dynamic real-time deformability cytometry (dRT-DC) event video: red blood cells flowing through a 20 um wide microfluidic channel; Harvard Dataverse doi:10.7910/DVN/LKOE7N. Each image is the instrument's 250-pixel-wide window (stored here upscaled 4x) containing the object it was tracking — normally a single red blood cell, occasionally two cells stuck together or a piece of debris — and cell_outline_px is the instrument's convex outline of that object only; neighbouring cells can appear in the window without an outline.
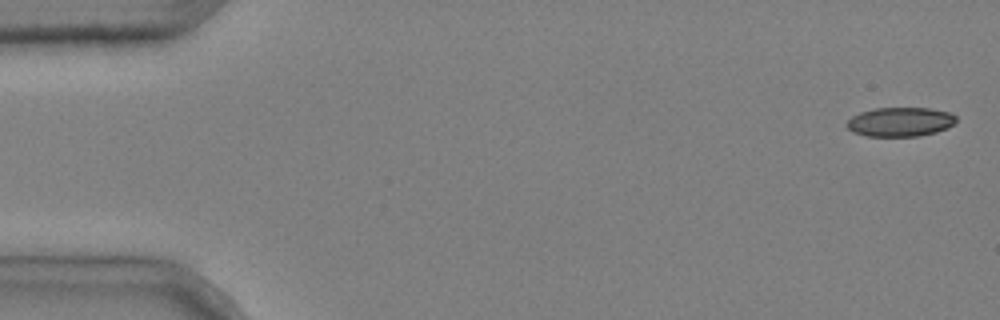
{"species": "common noctule bat (a hibernating species)", "species_latin": "Nyctalus noctula", "temperature_condition": "cold", "stored_images_in_passage": 5, "camera_frame_rate_fps": 3000, "um_per_image_px": 0.085, "animal": {"sex": "male", "body_mass_g": 20.4}, "frame": {"image": 1, "passage_image": 1, "time_ms": 0.0, "image_size_px": [1000, 320], "cell_outline_px": [[956, 124], [948, 128], [936, 132], [920, 136], [868, 136], [852, 132], [844, 124], [852, 116], [860, 112], [876, 108], [928, 108], [952, 112], [956, 116]], "centroid_in_image_um": [76.54, 10.36], "position_along_channel_um": 8.5, "area_um2": 18.84}}
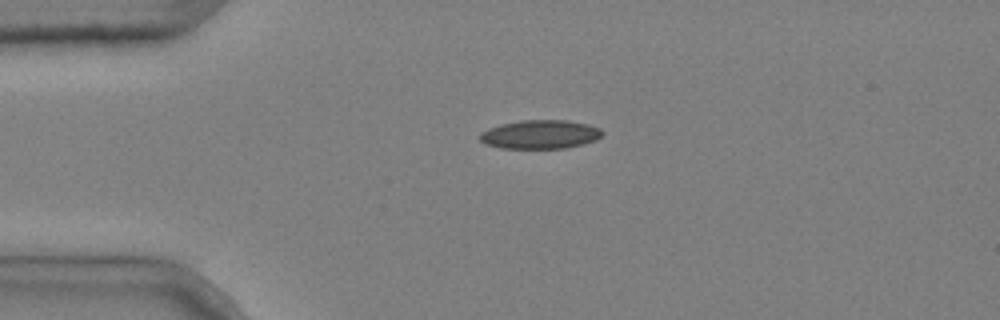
{"frame": {"image": 2, "passage_image": 4, "time_ms": 1.0, "image_size_px": [1000, 320], "cell_outline_px": [[604, 132], [596, 140], [584, 144], [564, 148], [500, 148], [484, 144], [476, 136], [480, 132], [488, 128], [500, 124], [520, 120], [568, 120], [588, 124], [600, 128]], "centroid_in_image_um": [45.88, 11.42], "position_along_channel_um": 39.1, "area_um2": 20.81}}
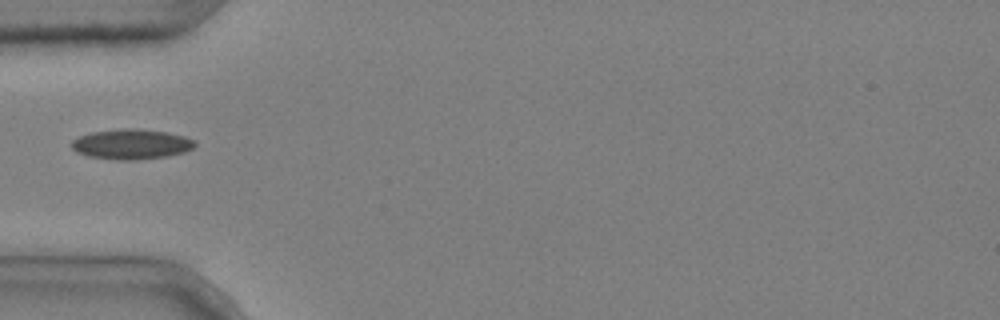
{"frame": {"image": 3, "passage_image": 5, "time_ms": 1.333, "image_size_px": [1000, 320], "cell_outline_px": [[196, 144], [192, 148], [184, 152], [168, 156], [136, 160], [116, 160], [88, 156], [76, 152], [72, 148], [72, 140], [80, 136], [92, 132], [128, 128], [168, 132], [184, 136], [196, 140]], "centroid_in_image_um": [11.18, 12.26], "position_along_channel_um": 73.8, "area_um2": 21.56}}